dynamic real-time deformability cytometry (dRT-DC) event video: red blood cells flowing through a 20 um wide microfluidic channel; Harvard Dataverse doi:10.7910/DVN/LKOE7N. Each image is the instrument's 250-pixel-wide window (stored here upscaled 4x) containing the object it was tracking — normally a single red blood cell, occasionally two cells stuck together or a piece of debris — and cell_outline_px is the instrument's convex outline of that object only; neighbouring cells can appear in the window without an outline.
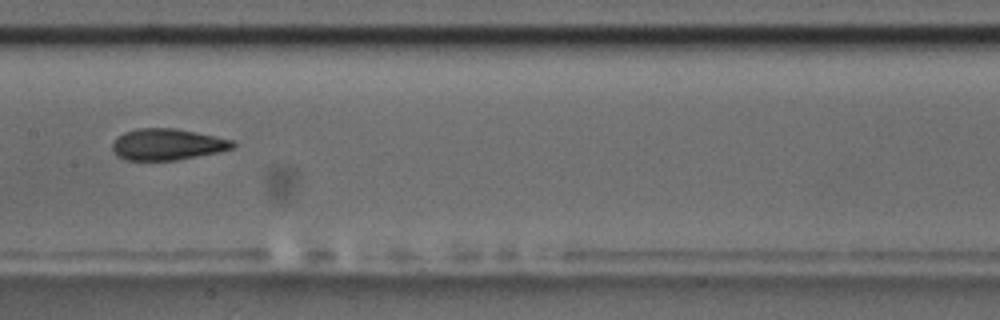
{"species": "common noctule bat (a hibernating species)", "species_latin": "Nyctalus noctula", "temperature_condition": "room temperature", "stored_images_in_passage": 39, "camera_frame_rate_fps": 3000, "um_per_image_px": 0.085, "animal": {"sex": "male", "body_mass_g": 17.5, "forearm_length_mm": 52.3}, "frame": {"image": 1, "passage_image": 12, "time_ms": 3.667, "image_size_px": [1000, 320], "cell_outline_px": [[236, 144], [232, 148], [220, 152], [176, 160], [124, 160], [116, 156], [112, 152], [112, 144], [124, 132], [136, 128], [176, 128], [232, 140]], "centroid_in_image_um": [14.19, 12.28], "position_along_channel_um": 193.2, "area_um2": 21.96}, "authors_computed_cell_mechanics": {"area_um2": 22.4842, "velocity_mm_per_s": 3.7029, "shape_relaxation_time_tau1_ms": 5.0846, "shape_relaxation_time_tau2_ms": 1.6515, "deformation_change_tau1": 0.1592, "deformation_change_tau2": 0.0822}}